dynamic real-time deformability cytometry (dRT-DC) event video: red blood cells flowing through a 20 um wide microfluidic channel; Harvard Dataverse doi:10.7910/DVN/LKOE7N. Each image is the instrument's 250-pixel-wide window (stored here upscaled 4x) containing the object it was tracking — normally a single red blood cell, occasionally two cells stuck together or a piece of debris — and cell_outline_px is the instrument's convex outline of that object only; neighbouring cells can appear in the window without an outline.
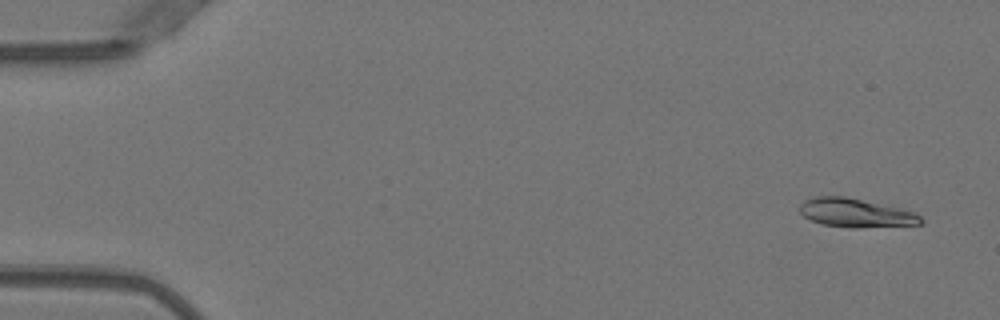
{"species": "Egyptian fruit bat (a non-hibernating species)", "species_latin": "Rousettus aegyptiacus", "temperature_condition": "warm", "stored_images_in_passage": 5, "camera_frame_rate_fps": 3000, "um_per_image_px": 0.085, "animal": {"sex": "female"}, "frame": {"image": 1, "passage_image": 1, "time_ms": 0.0, "image_size_px": [1000, 320], "cell_outline_px": [[924, 220], [920, 224], [860, 228], [848, 228], [820, 224], [804, 216], [800, 212], [800, 204], [804, 200], [816, 196], [844, 196], [900, 208], [916, 212]], "centroid_in_image_um": [72.74, 18.1], "position_along_channel_um": 12.3, "area_um2": 20.35}}
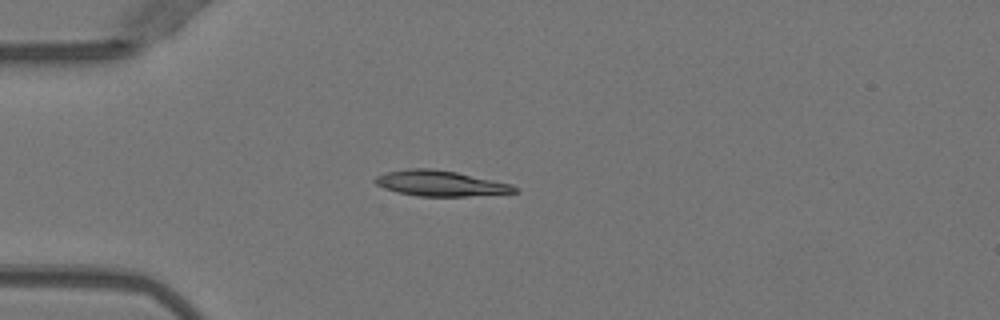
{"frame": {"image": 2, "passage_image": 4, "time_ms": 1.0, "image_size_px": [1000, 320], "cell_outline_px": [[520, 192], [468, 196], [420, 196], [396, 192], [384, 188], [376, 184], [372, 180], [376, 176], [384, 172], [408, 168], [432, 168], [456, 172], [512, 184], [520, 188]], "centroid_in_image_um": [37.43, 15.58], "position_along_channel_um": 47.6, "area_um2": 20.92}}